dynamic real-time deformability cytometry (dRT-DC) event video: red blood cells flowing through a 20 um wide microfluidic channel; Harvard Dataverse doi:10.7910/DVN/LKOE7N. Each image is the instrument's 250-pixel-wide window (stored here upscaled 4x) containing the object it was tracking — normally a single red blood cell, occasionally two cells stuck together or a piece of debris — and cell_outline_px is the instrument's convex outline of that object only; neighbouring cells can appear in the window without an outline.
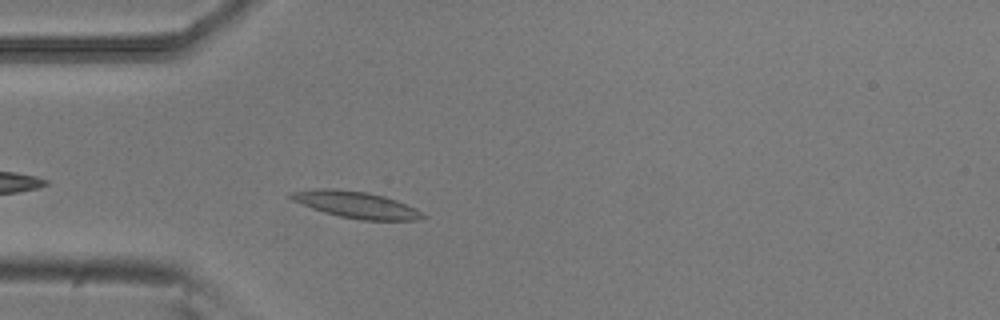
{"species": "common noctule bat (a hibernating species)", "species_latin": "Nyctalus noctula", "temperature_condition": "room temperature", "stored_images_in_passage": 33, "camera_frame_rate_fps": 3000, "um_per_image_px": 0.085, "animal": {"sex": "male", "body_mass_g": 20.5, "forearm_length_mm": 52.5}, "frame": {"image": 1, "passage_image": 4, "time_ms": 1.0, "image_size_px": [1000, 320], "cell_outline_px": [[428, 216], [416, 220], [360, 220], [340, 216], [324, 212], [312, 208], [292, 200], [288, 196], [288, 192], [316, 188], [336, 188], [368, 192], [384, 196], [396, 200], [416, 208]], "centroid_in_image_um": [30.25, 17.38], "position_along_channel_um": 54.7, "area_um2": 20.58}}
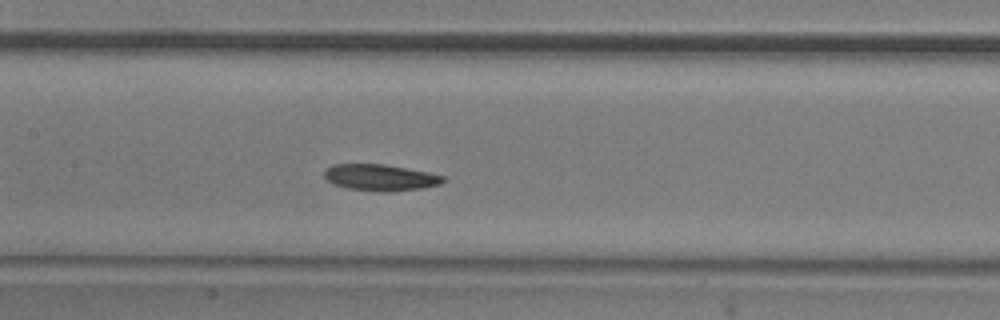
{"frame": {"image": 2, "passage_image": 14, "time_ms": 4.333, "image_size_px": [1000, 320], "cell_outline_px": [[444, 180], [440, 184], [424, 188], [392, 192], [380, 192], [348, 188], [332, 184], [324, 176], [324, 172], [332, 164], [384, 164], [428, 172], [444, 176]], "centroid_in_image_um": [32.33, 15.1], "position_along_channel_um": 175.1, "area_um2": 18.32}}
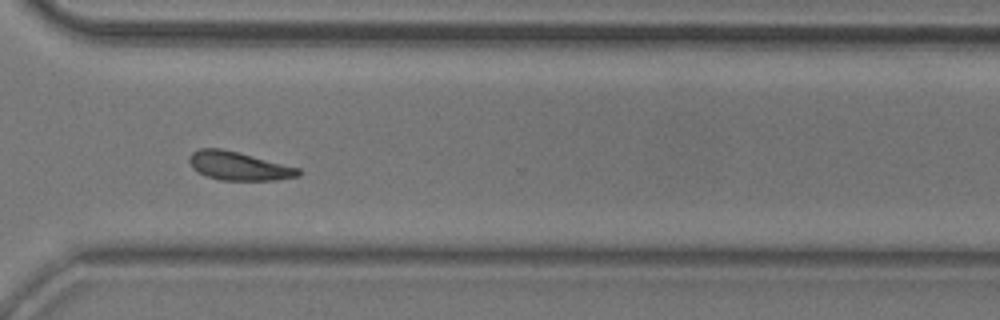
{"frame": {"image": 3, "passage_image": 28, "time_ms": 9.0, "image_size_px": [1000, 320], "cell_outline_px": [[304, 172], [300, 176], [276, 180], [220, 180], [204, 176], [196, 172], [192, 168], [188, 160], [188, 156], [192, 152], [200, 148], [220, 148], [300, 168]], "centroid_in_image_um": [20.27, 14.12], "position_along_channel_um": 350.3, "area_um2": 18.26}, "authors_computed_cell_mechanics": {"area_um2": 18.3226, "velocity_mm_per_s": 3.7639, "shape_relaxation_time_tau1_ms": 4.2765, "shape_relaxation_time_tau2_ms": null, "deformation_change_tau1": 0.1057, "deformation_change_tau2": null}}